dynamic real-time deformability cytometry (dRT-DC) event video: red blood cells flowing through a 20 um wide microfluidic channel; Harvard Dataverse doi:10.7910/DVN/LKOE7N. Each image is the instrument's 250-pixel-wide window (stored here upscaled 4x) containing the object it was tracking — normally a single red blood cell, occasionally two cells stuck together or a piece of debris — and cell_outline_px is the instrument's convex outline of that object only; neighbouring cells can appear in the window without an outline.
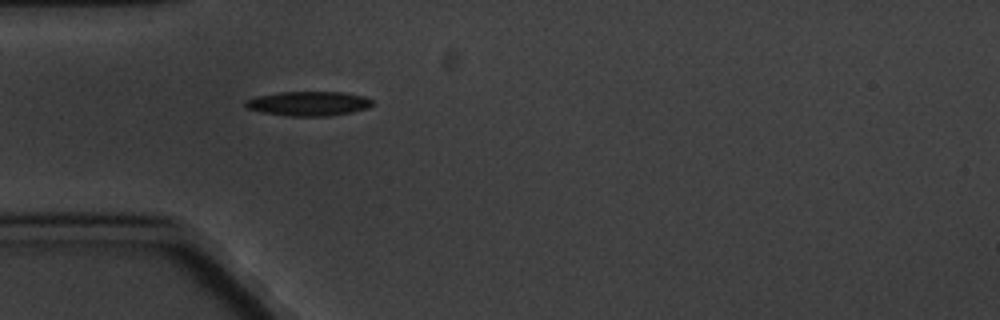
{"species": "common noctule bat (a hibernating species)", "species_latin": "Nyctalus noctula", "temperature_condition": "cold", "stored_images_in_passage": 1, "camera_frame_rate_fps": 3000, "um_per_image_px": 0.085, "animal": {"sex": "male", "body_mass_g": 20.1, "forearm_length_mm": 53.5}, "frame": {"image": 1, "passage_image": 1, "time_ms": 0.0, "image_size_px": [1000, 320], "cell_outline_px": [[372, 104], [368, 108], [352, 112], [328, 116], [288, 116], [264, 112], [248, 108], [244, 104], [248, 100], [256, 96], [280, 92], [344, 92], [364, 96], [372, 100]], "centroid_in_image_um": [26.26, 8.8], "position_along_channel_um": 58.7, "area_um2": 17.92}}